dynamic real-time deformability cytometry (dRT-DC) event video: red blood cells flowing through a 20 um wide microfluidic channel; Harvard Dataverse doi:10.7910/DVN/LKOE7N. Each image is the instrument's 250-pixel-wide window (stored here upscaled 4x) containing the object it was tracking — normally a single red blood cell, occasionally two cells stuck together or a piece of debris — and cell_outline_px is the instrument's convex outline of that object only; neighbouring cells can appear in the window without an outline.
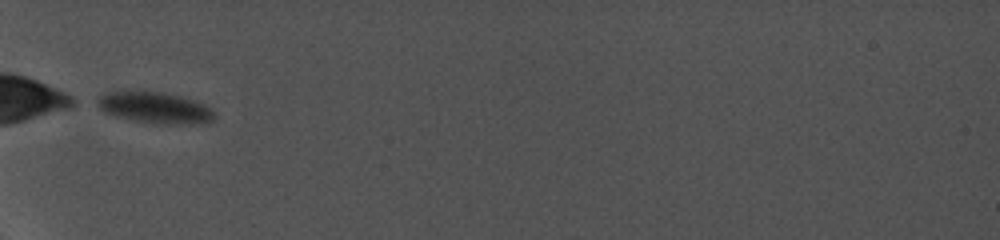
{"species": "common noctule bat (a hibernating species)", "species_latin": "Nyctalus noctula", "temperature_condition": "cold", "stored_images_in_passage": 31, "camera_frame_rate_fps": 5000, "um_per_image_px": 0.085, "animal": {"sex": "female", "body_mass_g": 19.0, "forearm_length_mm": 56.7}, "frame": {"image": 1, "passage_image": 1, "time_ms": 0.0, "image_size_px": [1000, 240], "cell_outline_px": [[216, 116], [208, 124], [156, 124], [132, 120], [116, 116], [104, 112], [96, 104], [96, 100], [104, 92], [120, 88], [144, 88], [180, 96], [204, 104], [212, 108]], "centroid_in_image_um": [13.11, 9.1], "position_along_channel_um": 71.9, "area_um2": 22.6}}
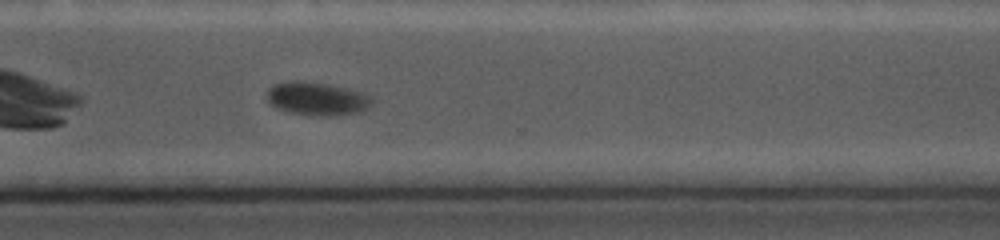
{"frame": {"image": 2, "passage_image": 24, "time_ms": 7.6, "image_size_px": [1000, 240], "cell_outline_px": [[372, 104], [368, 108], [360, 112], [336, 116], [316, 116], [292, 112], [276, 108], [268, 104], [268, 88], [276, 84], [288, 80], [300, 80], [328, 84], [360, 92], [372, 96]], "centroid_in_image_um": [26.94, 8.39], "position_along_channel_um": 343.7, "area_um2": 20.46}}
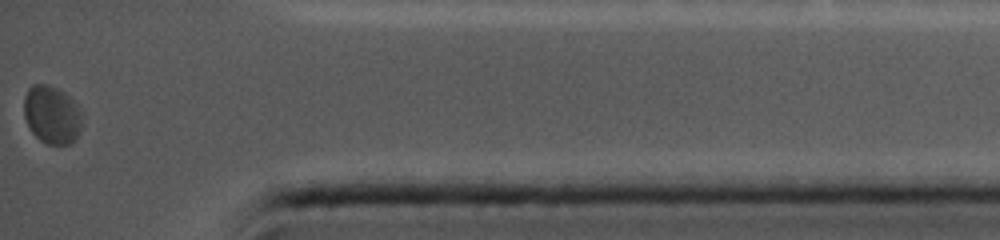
{"frame": {"image": 3, "passage_image": 31, "time_ms": 10.2, "image_size_px": [1000, 240], "cell_outline_px": [[80, 128], [76, 136], [68, 144], [48, 144], [40, 140], [32, 132], [24, 116], [24, 96], [28, 88], [32, 84], [48, 84], [64, 92], [76, 104], [80, 112]], "centroid_in_image_um": [4.36, 9.72], "position_along_channel_um": 430.8, "area_um2": 19.31}}